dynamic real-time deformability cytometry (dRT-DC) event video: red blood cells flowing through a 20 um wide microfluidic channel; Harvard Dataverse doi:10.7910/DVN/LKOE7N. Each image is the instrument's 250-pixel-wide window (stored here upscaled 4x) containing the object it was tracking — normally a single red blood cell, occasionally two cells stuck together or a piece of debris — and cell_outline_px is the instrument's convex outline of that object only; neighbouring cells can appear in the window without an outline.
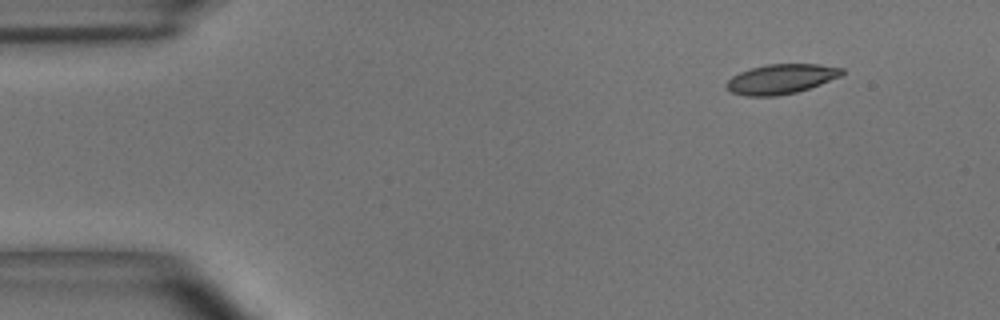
{"species": "common noctule bat (a hibernating species)", "species_latin": "Nyctalus noctula", "temperature_condition": "room temperature", "stored_images_in_passage": 49, "camera_frame_rate_fps": 3000, "um_per_image_px": 0.085, "animal": {"sex": "male", "body_mass_g": 15.6}, "frame": {"image": 1, "passage_image": 1, "time_ms": 0.0, "image_size_px": [1000, 320], "cell_outline_px": [[844, 72], [840, 76], [820, 84], [796, 92], [776, 96], [744, 96], [732, 92], [724, 84], [732, 76], [740, 72], [764, 64], [816, 64], [844, 68]], "centroid_in_image_um": [66.37, 6.71], "position_along_channel_um": 18.6, "area_um2": 19.88}}
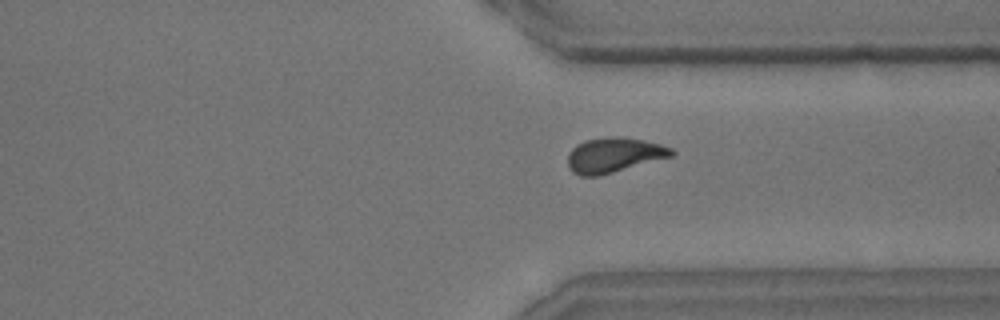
{"frame": {"image": 2, "passage_image": 36, "time_ms": 11.667, "image_size_px": [1000, 320], "cell_outline_px": [[676, 152], [672, 156], [600, 176], [580, 176], [572, 172], [568, 168], [568, 152], [576, 144], [584, 140], [612, 136], [620, 136], [644, 140], [660, 144], [672, 148]], "centroid_in_image_um": [52.16, 13.18], "position_along_channel_um": 359.2, "area_um2": 21.33}}
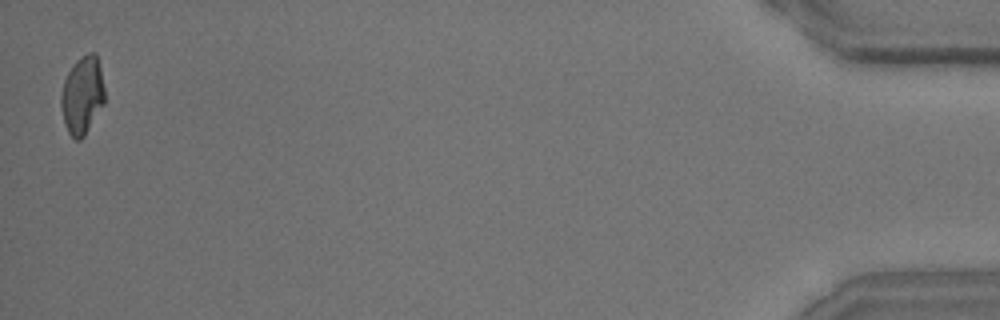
{"frame": {"image": 3, "passage_image": 49, "time_ms": 16.0, "image_size_px": [1000, 320], "cell_outline_px": [[104, 104], [84, 136], [80, 140], [76, 140], [68, 132], [64, 124], [60, 104], [60, 96], [64, 80], [68, 72], [76, 60], [88, 52], [96, 52], [100, 68], [104, 88]], "centroid_in_image_um": [6.98, 8.09], "position_along_channel_um": 428.2, "area_um2": 19.83}, "authors_computed_cell_mechanics": {"area_um2": 20.519, "velocity_mm_per_s": 3.6711, "shape_relaxation_time_tau1_ms": 6.9064, "shape_relaxation_time_tau2_ms": 2.7566, "deformation_change_tau1": 0.1926, "deformation_change_tau2": 0.0898}}